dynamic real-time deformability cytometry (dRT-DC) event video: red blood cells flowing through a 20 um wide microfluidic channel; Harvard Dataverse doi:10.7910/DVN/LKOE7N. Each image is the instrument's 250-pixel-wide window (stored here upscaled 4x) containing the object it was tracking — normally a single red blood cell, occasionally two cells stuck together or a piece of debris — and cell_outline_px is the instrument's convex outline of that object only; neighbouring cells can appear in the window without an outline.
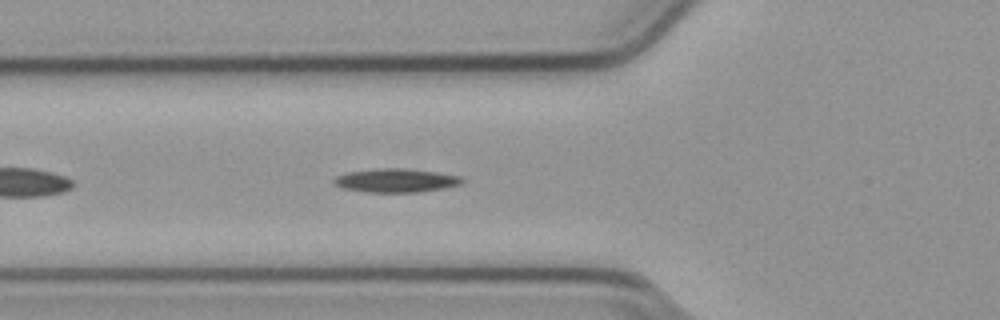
{"species": "common noctule bat (a hibernating species)", "species_latin": "Nyctalus noctula", "temperature_condition": "cold", "stored_images_in_passage": 42, "camera_frame_rate_fps": 3000, "um_per_image_px": 0.085, "animal": {"sex": "male", "body_mass_g": 23.1, "forearm_length_mm": 52.7}, "frame": {"image": 1, "passage_image": 6, "time_ms": 1.667, "image_size_px": [1000, 320], "cell_outline_px": [[464, 180], [460, 184], [444, 188], [416, 192], [368, 192], [344, 188], [332, 184], [332, 180], [336, 176], [348, 172], [376, 168], [404, 168], [436, 172], [460, 176]], "centroid_in_image_um": [33.62, 15.33], "position_along_channel_um": 92.2, "area_um2": 17.63}}
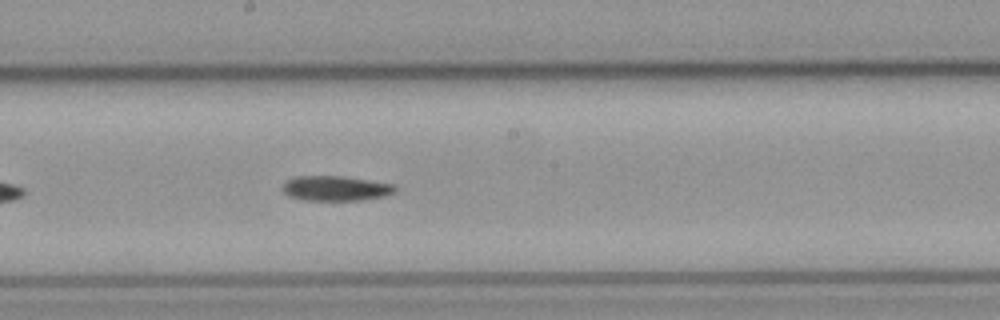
{"frame": {"image": 2, "passage_image": 16, "time_ms": 5.0, "image_size_px": [1000, 320], "cell_outline_px": [[396, 192], [388, 196], [360, 200], [304, 200], [288, 196], [284, 192], [284, 184], [288, 180], [296, 176], [344, 176], [392, 184], [396, 188]], "centroid_in_image_um": [28.57, 16.01], "position_along_channel_um": 219.6, "area_um2": 16.3}}
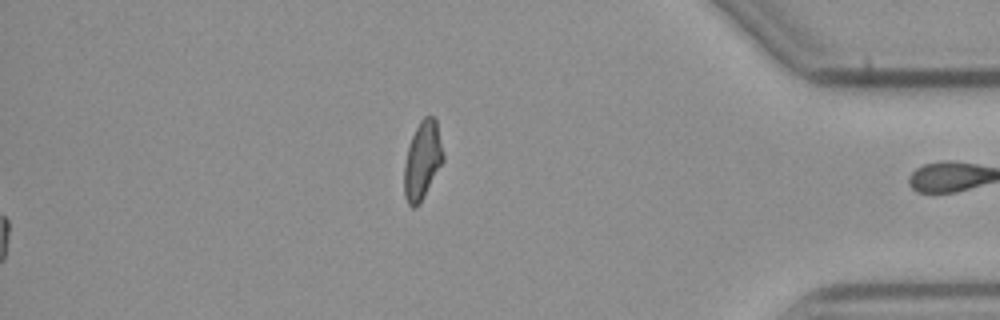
{"frame": {"image": 3, "passage_image": 42, "time_ms": 13.667, "image_size_px": [1000, 320], "cell_outline_px": [[444, 160], [420, 204], [416, 208], [412, 208], [408, 204], [404, 196], [404, 164], [408, 148], [412, 136], [420, 120], [424, 116], [432, 116], [436, 120], [444, 156]], "centroid_in_image_um": [35.89, 13.67], "position_along_channel_um": 399.3, "area_um2": 17.74}, "authors_computed_cell_mechanics": {"area_um2": 16.3285, "velocity_mm_per_s": 3.7938, "shape_relaxation_time_tau1_ms": 10.0986, "shape_relaxation_time_tau2_ms": null, "deformation_change_tau1": 0.1817, "deformation_change_tau2": null}}